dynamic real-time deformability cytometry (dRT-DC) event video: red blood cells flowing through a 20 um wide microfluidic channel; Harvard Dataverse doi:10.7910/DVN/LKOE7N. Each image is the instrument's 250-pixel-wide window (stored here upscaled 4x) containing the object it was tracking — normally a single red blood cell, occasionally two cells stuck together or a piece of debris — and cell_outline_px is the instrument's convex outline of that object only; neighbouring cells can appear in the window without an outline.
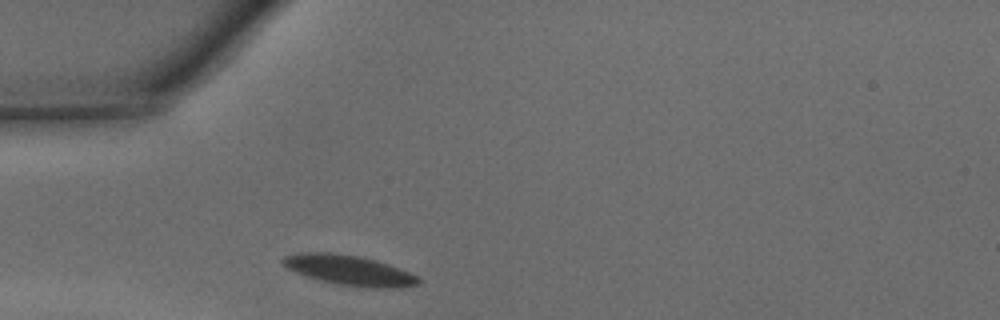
{"species": "common noctule bat (a hibernating species)", "species_latin": "Nyctalus noctula", "temperature_condition": "warm", "stored_images_in_passage": 24, "camera_frame_rate_fps": 3000, "um_per_image_px": 0.085, "animal": {"sex": "male", "body_mass_g": 15.6}, "frame": {"image": 1, "passage_image": 1, "time_ms": 0.0, "image_size_px": [1000, 320], "cell_outline_px": [[420, 280], [416, 284], [400, 288], [372, 288], [340, 284], [320, 280], [296, 272], [288, 268], [280, 260], [284, 256], [300, 252], [328, 252], [356, 256], [376, 260], [388, 264], [408, 272], [416, 276]], "centroid_in_image_um": [29.66, 22.96], "position_along_channel_um": 55.3, "area_um2": 23.29}}
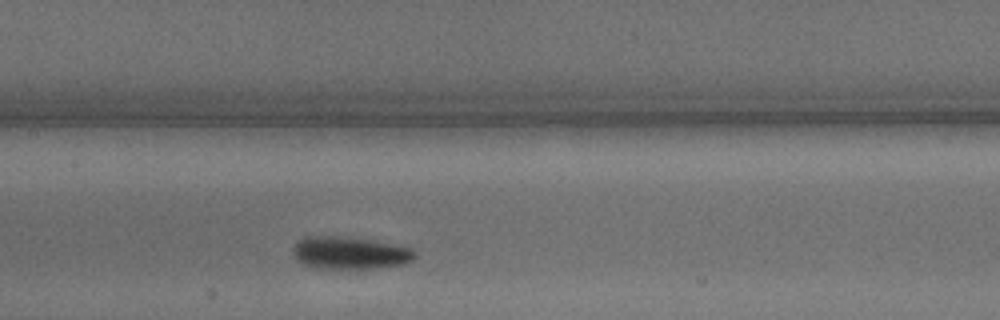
{"frame": {"image": 2, "passage_image": 10, "time_ms": 3.0, "image_size_px": [1000, 320], "cell_outline_px": [[416, 256], [412, 260], [404, 264], [380, 268], [308, 268], [296, 260], [292, 256], [292, 248], [304, 236], [336, 236], [368, 240], [412, 248], [416, 252]], "centroid_in_image_um": [29.68, 21.51], "position_along_channel_um": 177.7, "area_um2": 23.12}}
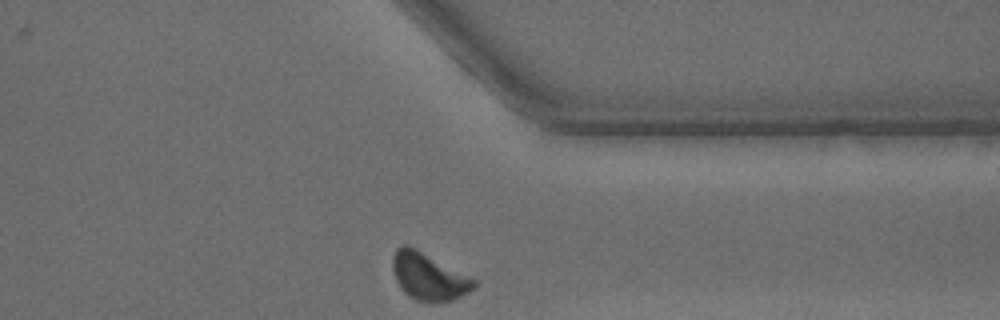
{"frame": {"image": 3, "passage_image": 24, "time_ms": 7.667, "image_size_px": [1000, 320], "cell_outline_px": [[476, 288], [452, 300], [428, 304], [416, 300], [408, 296], [404, 292], [396, 280], [392, 268], [392, 260], [396, 248], [404, 244], [408, 244], [476, 280]], "centroid_in_image_um": [36.41, 23.52], "position_along_channel_um": 375.0, "area_um2": 22.37}, "authors_computed_cell_mechanics": {"area_um2": 22.8888, "velocity_mm_per_s": 4.2986, "shape_relaxation_time_tau1_ms": 5.4117, "shape_relaxation_time_tau2_ms": null, "deformation_change_tau1": 0.2078, "deformation_change_tau2": null}}